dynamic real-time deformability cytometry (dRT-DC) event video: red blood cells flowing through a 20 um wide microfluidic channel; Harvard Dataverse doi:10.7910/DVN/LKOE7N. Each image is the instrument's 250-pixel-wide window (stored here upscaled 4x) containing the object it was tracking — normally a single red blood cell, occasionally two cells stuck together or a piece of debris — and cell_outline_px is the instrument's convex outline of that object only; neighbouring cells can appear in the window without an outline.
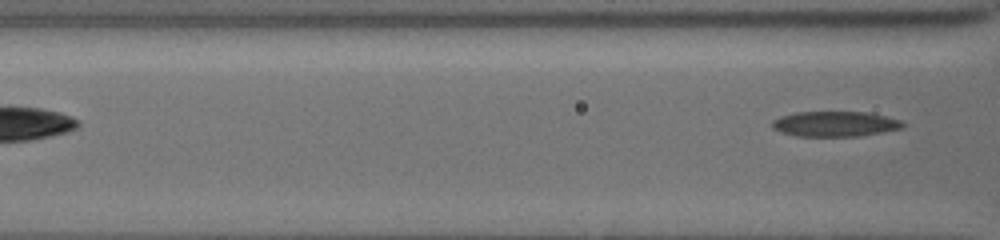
{"species": "common noctule bat (a hibernating species)", "species_latin": "Nyctalus noctula", "temperature_condition": "cold", "stored_images_in_passage": 4, "camera_frame_rate_fps": 3000, "um_per_image_px": 0.085, "animal": {"sex": "female", "body_mass_g": 19.5, "forearm_length_mm": 54.1}, "frame": {"image": 1, "passage_image": 4, "time_ms": 2.667, "image_size_px": [1000, 240], "cell_outline_px": [[904, 128], [860, 136], [800, 136], [780, 132], [772, 128], [772, 120], [780, 116], [796, 112], [868, 112], [900, 120], [904, 124]], "centroid_in_image_um": [70.96, 10.53], "position_along_channel_um": 95.6, "area_um2": 19.19}}